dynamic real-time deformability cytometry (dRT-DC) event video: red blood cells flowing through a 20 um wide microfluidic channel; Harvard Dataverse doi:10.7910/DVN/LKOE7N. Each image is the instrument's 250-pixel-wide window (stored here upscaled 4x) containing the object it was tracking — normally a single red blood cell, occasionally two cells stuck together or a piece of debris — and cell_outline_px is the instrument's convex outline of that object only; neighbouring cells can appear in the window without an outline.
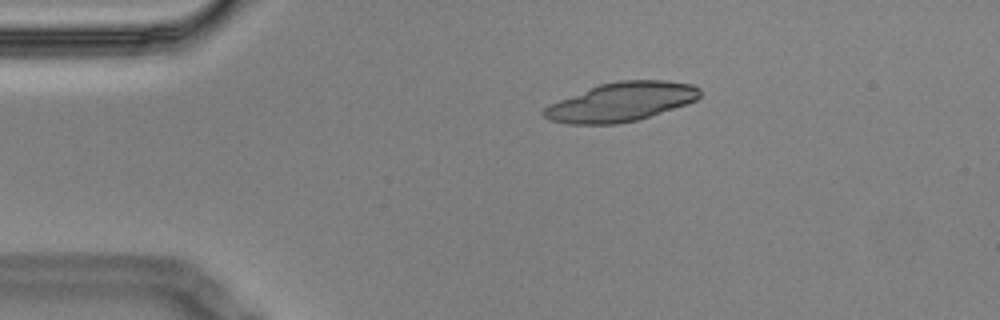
{"species": "Egyptian fruit bat (a non-hibernating species)", "species_latin": "Rousettus aegyptiacus", "temperature_condition": "cold", "stored_images_in_passage": 9, "camera_frame_rate_fps": 3000, "um_per_image_px": 0.085, "animal": {"sex": "male"}, "frame": {"image": 1, "passage_image": 4, "time_ms": 1.0, "image_size_px": [1000, 320], "cell_outline_px": [[700, 96], [696, 100], [688, 104], [636, 120], [616, 124], [568, 124], [548, 120], [540, 112], [548, 104], [600, 84], [620, 80], [668, 80], [692, 84], [700, 88]], "centroid_in_image_um": [52.79, 8.66], "position_along_channel_um": 32.2, "area_um2": 35.43}}